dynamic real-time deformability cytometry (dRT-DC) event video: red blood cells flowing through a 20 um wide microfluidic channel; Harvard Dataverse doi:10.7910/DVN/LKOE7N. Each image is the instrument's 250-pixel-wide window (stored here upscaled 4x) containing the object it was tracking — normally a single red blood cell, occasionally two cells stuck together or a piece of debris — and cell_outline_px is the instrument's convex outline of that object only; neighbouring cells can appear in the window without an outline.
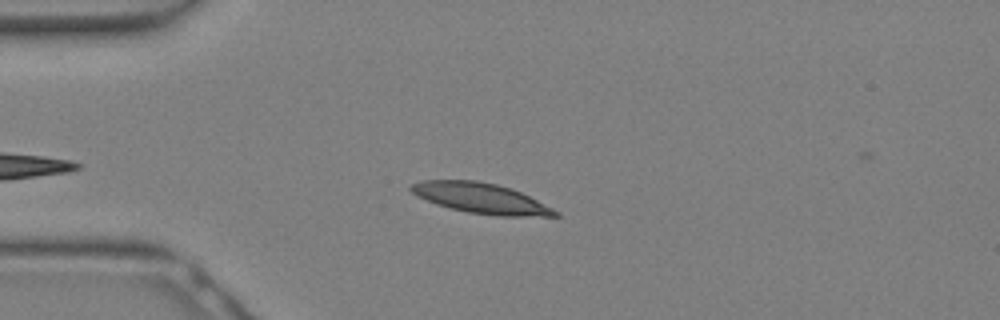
{"species": "Egyptian fruit bat (a non-hibernating species)", "species_latin": "Rousettus aegyptiacus", "temperature_condition": "warm", "stored_images_in_passage": 26, "camera_frame_rate_fps": 3000, "um_per_image_px": 0.085, "animal": {"sex": "female"}, "frame": {"image": 1, "passage_image": 5, "time_ms": 1.333, "image_size_px": [1000, 320], "cell_outline_px": [[560, 216], [500, 216], [468, 212], [436, 204], [416, 196], [408, 188], [412, 184], [420, 180], [476, 180], [496, 184], [512, 188], [560, 212]], "centroid_in_image_um": [40.85, 16.84], "position_along_channel_um": 44.1, "area_um2": 25.32}}
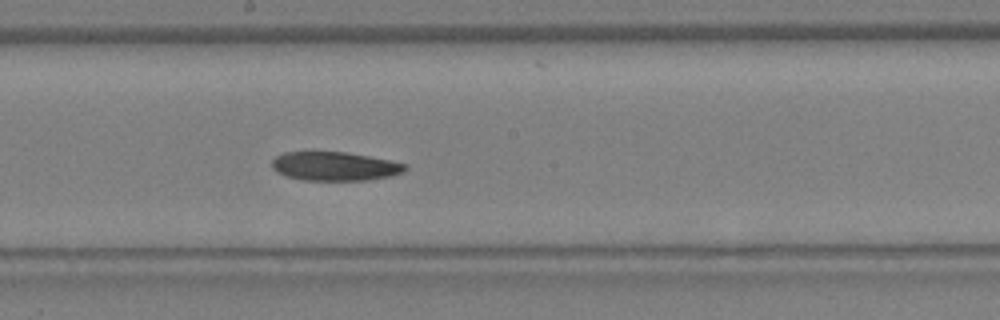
{"frame": {"image": 2, "passage_image": 14, "time_ms": 4.333, "image_size_px": [1000, 320], "cell_outline_px": [[408, 168], [404, 172], [388, 176], [368, 180], [304, 180], [288, 176], [276, 172], [272, 168], [272, 160], [276, 156], [284, 152], [348, 152], [392, 160], [408, 164]], "centroid_in_image_um": [28.49, 14.12], "position_along_channel_um": 219.7, "area_um2": 22.48}}
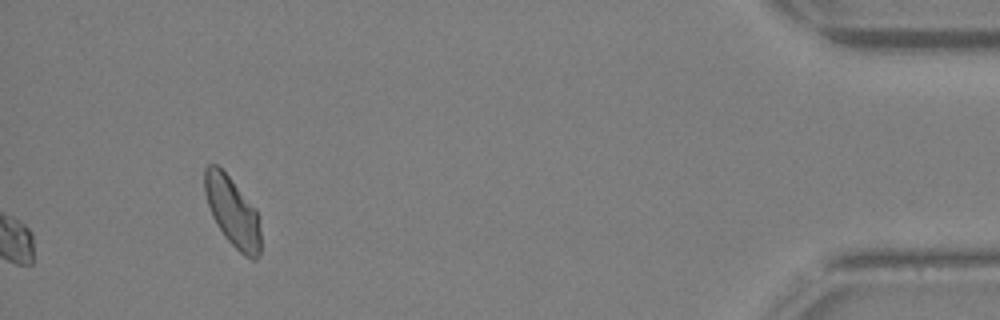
{"frame": {"image": 3, "passage_image": 26, "time_ms": 8.333, "image_size_px": [1000, 320], "cell_outline_px": [[260, 256], [256, 260], [252, 260], [244, 256], [224, 236], [212, 216], [204, 192], [204, 168], [208, 164], [216, 164], [232, 180], [256, 208], [260, 216]], "centroid_in_image_um": [19.78, 18.02], "position_along_channel_um": 415.4, "area_um2": 22.89}}